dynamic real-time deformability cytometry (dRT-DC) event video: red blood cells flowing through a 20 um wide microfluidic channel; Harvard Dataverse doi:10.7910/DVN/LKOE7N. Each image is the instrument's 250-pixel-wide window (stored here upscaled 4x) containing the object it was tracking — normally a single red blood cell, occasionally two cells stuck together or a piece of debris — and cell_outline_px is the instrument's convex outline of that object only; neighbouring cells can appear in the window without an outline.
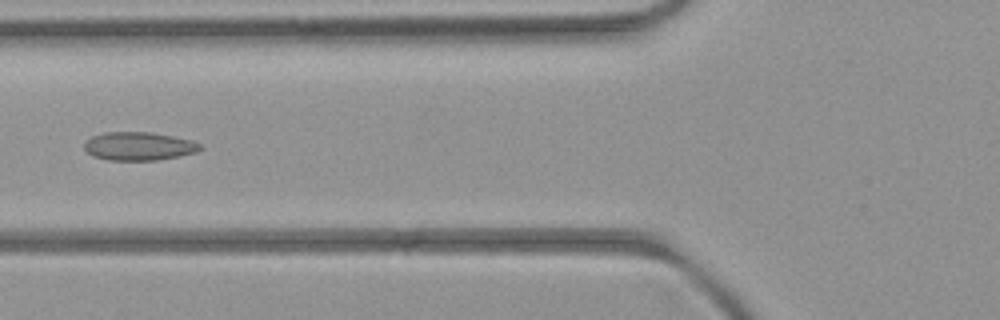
{"species": "common noctule bat (a hibernating species)", "species_latin": "Nyctalus noctula", "temperature_condition": "room temperature", "stored_images_in_passage": 7, "camera_frame_rate_fps": 3000, "um_per_image_px": 0.085, "animal": {"sex": "female", "body_mass_g": 21.9}, "frame": {"image": 1, "passage_image": 5, "time_ms": 4.667, "image_size_px": [1000, 320], "cell_outline_px": [[200, 148], [196, 152], [180, 156], [156, 160], [108, 160], [92, 156], [84, 148], [84, 144], [92, 136], [104, 132], [152, 132], [192, 140], [200, 144]], "centroid_in_image_um": [11.78, 12.42], "position_along_channel_um": 114.0, "area_um2": 19.07}}
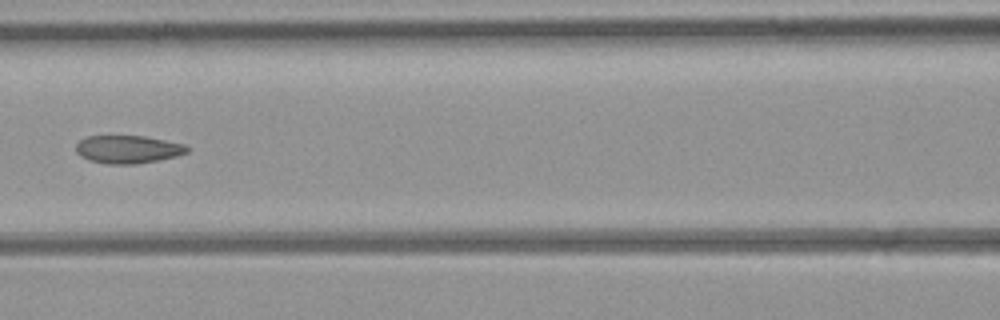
{"frame": {"image": 2, "passage_image": 6, "time_ms": 5.667, "image_size_px": [1000, 320], "cell_outline_px": [[188, 152], [176, 156], [160, 160], [136, 164], [108, 164], [88, 160], [80, 156], [76, 152], [76, 144], [80, 140], [88, 136], [144, 136], [184, 144], [188, 148]], "centroid_in_image_um": [10.85, 12.7], "position_along_channel_um": 155.7, "area_um2": 18.09}}
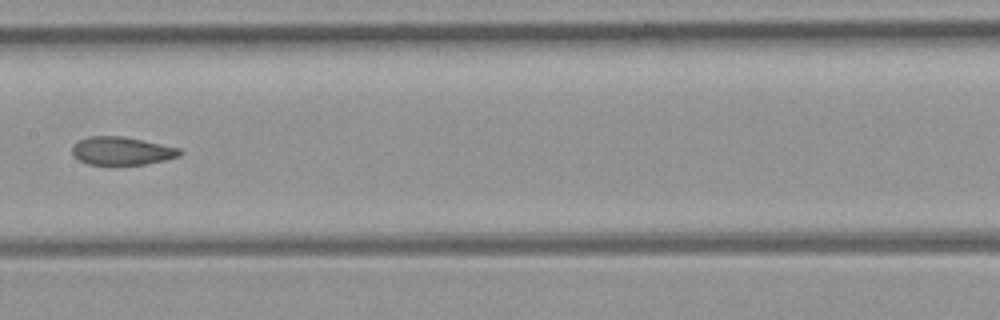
{"frame": {"image": 3, "passage_image": 7, "time_ms": 6.667, "image_size_px": [1000, 320], "cell_outline_px": [[184, 152], [180, 156], [164, 160], [144, 164], [88, 164], [80, 160], [72, 152], [72, 148], [80, 140], [88, 136], [120, 136], [180, 148]], "centroid_in_image_um": [10.38, 12.82], "position_along_channel_um": 197.0, "area_um2": 17.22}}